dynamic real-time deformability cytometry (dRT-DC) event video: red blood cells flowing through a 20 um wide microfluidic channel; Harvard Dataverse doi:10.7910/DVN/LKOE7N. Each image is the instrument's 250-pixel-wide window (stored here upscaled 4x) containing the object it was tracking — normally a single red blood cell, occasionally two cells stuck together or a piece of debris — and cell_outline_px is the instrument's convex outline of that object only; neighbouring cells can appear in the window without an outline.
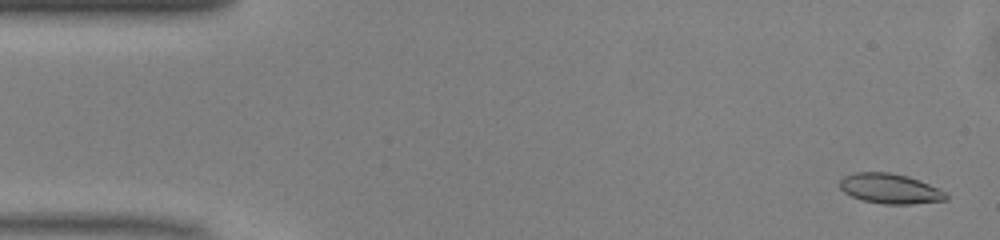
{"species": "common noctule bat (a hibernating species)", "species_latin": "Nyctalus noctula", "temperature_condition": "warm", "stored_images_in_passage": 50, "camera_frame_rate_fps": 3000, "um_per_image_px": 0.085, "animal": {"sex": "male", "body_mass_g": 13.0, "forearm_length_mm": 53.1}, "frame": {"image": 1, "passage_image": 2, "time_ms": 0.333, "image_size_px": [1000, 240], "cell_outline_px": [[948, 200], [912, 204], [884, 204], [860, 200], [844, 192], [840, 188], [840, 180], [844, 176], [856, 172], [888, 172], [908, 176], [928, 184], [944, 192], [948, 196]], "centroid_in_image_um": [75.63, 16.04], "position_along_channel_um": 9.4, "area_um2": 18.5}}
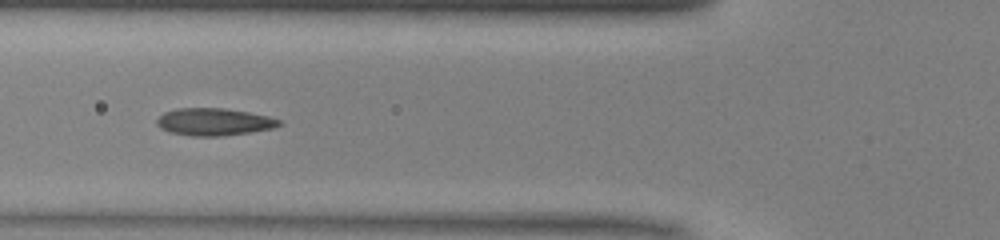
{"frame": {"image": 2, "passage_image": 18, "time_ms": 5.667, "image_size_px": [1000, 240], "cell_outline_px": [[284, 124], [272, 128], [248, 132], [220, 136], [192, 136], [172, 132], [160, 128], [156, 124], [156, 120], [164, 112], [176, 108], [224, 108], [248, 112], [268, 116], [280, 120]], "centroid_in_image_um": [18.18, 10.35], "position_along_channel_um": 107.6, "area_um2": 19.36}}
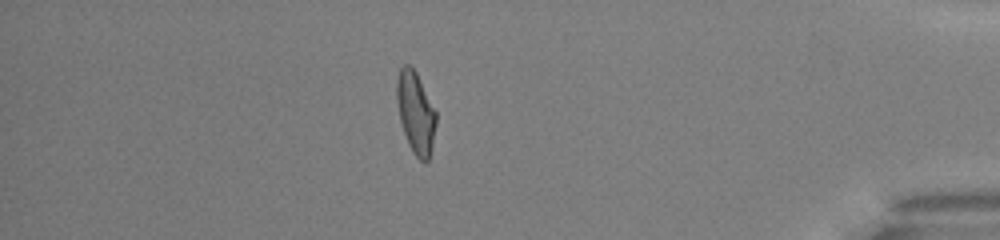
{"frame": {"image": 3, "passage_image": 43, "time_ms": 14.0, "image_size_px": [1000, 240], "cell_outline_px": [[436, 124], [432, 148], [428, 160], [424, 164], [412, 152], [408, 144], [400, 120], [396, 100], [396, 80], [400, 68], [404, 64], [412, 64], [436, 112]], "centroid_in_image_um": [35.32, 9.57], "position_along_channel_um": 399.9, "area_um2": 18.84}, "authors_computed_cell_mechanics": {"area_um2": 18.9006, "velocity_mm_per_s": 4.0872, "shape_relaxation_time_tau1_ms": 4.1549, "shape_relaxation_time_tau2_ms": 1.3237, "deformation_change_tau1": 0.1716, "deformation_change_tau2": 0.0788}}